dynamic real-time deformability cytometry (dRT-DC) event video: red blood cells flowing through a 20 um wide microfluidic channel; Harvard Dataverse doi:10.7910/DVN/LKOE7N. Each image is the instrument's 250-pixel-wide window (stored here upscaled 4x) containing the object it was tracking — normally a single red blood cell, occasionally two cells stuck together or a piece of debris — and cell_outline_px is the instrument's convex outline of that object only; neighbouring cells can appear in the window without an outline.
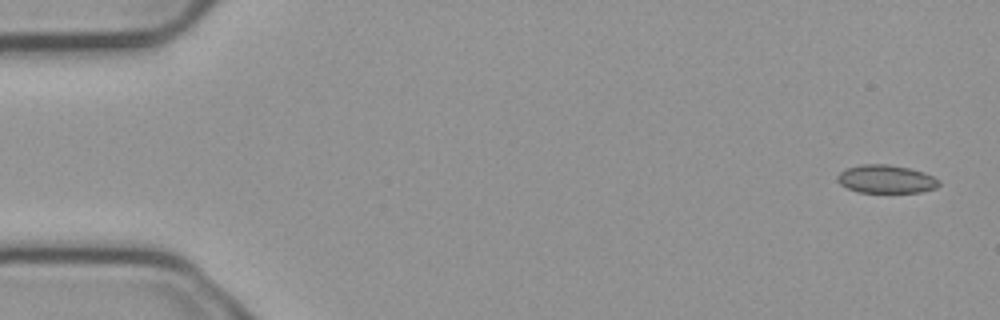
{"species": "common noctule bat (a hibernating species)", "species_latin": "Nyctalus noctula", "temperature_condition": "cold", "stored_images_in_passage": 4, "camera_frame_rate_fps": 3000, "um_per_image_px": 0.085, "animal": {"sex": "male", "body_mass_g": 23.1, "forearm_length_mm": 52.7}, "frame": {"image": 1, "passage_image": 1, "time_ms": 0.0, "image_size_px": [1000, 320], "cell_outline_px": [[940, 184], [936, 188], [920, 192], [860, 192], [848, 188], [840, 184], [836, 180], [836, 176], [844, 168], [864, 164], [888, 164], [908, 168], [924, 172], [940, 180]], "centroid_in_image_um": [75.3, 15.22], "position_along_channel_um": 9.7, "area_um2": 16.7}}
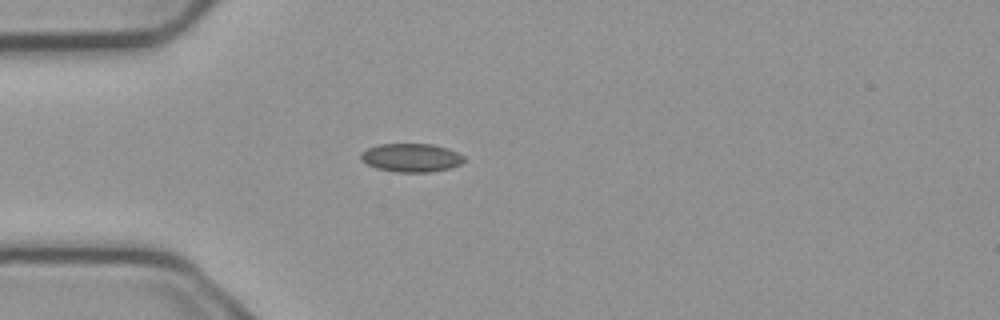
{"frame": {"image": 2, "passage_image": 3, "time_ms": 0.667, "image_size_px": [1000, 320], "cell_outline_px": [[464, 160], [460, 164], [448, 168], [432, 172], [396, 172], [376, 168], [360, 160], [360, 152], [368, 148], [380, 144], [432, 144], [448, 148], [464, 156]], "centroid_in_image_um": [34.93, 13.4], "position_along_channel_um": 50.1, "area_um2": 17.11}}